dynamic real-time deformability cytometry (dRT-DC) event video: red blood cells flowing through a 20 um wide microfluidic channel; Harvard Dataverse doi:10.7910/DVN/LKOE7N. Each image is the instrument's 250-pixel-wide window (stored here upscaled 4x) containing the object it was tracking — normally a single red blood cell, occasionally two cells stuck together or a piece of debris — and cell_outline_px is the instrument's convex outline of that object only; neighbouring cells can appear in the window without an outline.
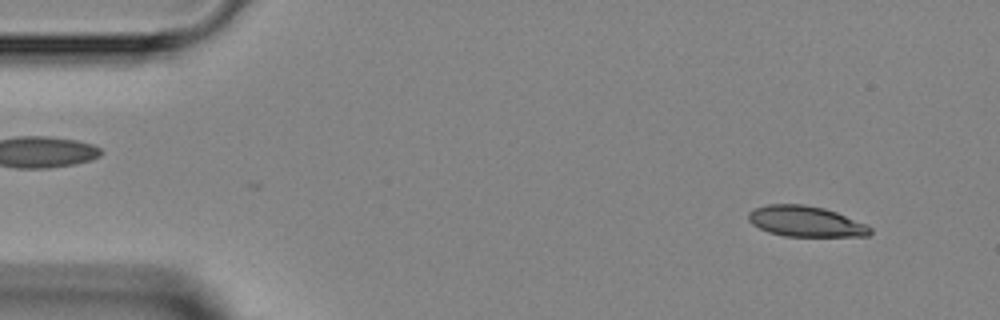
{"species": "Egyptian fruit bat (a non-hibernating species)", "species_latin": "Rousettus aegyptiacus", "temperature_condition": "room temperature", "stored_images_in_passage": 4, "segment_of_instrument_passage": [2, 2], "camera_frame_rate_fps": 3000, "um_per_image_px": 0.085, "animal": {"sex": "female"}, "frame": {"image": 1, "passage_image": 4, "time_ms": 5.0, "image_size_px": [1000, 320], "cell_outline_px": [[872, 232], [868, 236], [784, 236], [768, 232], [752, 224], [748, 220], [748, 212], [756, 208], [768, 204], [804, 204], [824, 208], [836, 212], [868, 224], [872, 228]], "centroid_in_image_um": [68.5, 18.82], "position_along_channel_um": 16.5, "area_um2": 21.85}}